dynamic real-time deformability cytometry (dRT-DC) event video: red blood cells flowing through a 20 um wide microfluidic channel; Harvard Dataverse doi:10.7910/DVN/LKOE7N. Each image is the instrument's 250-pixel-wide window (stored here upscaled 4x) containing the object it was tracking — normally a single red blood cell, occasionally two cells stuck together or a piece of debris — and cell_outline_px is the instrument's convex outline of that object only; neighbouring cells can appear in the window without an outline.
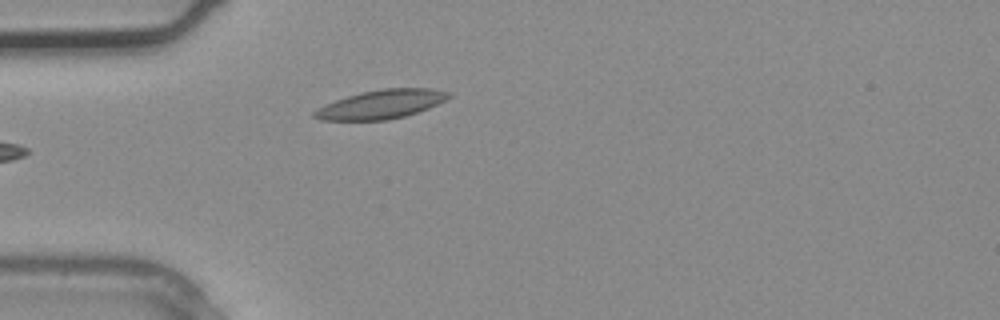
{"species": "common noctule bat (a hibernating species)", "species_latin": "Nyctalus noctula", "temperature_condition": "warm", "stored_images_in_passage": 1, "camera_frame_rate_fps": 3000, "um_per_image_px": 0.085, "animal": {"sex": "male", "body_mass_g": 20.4}, "frame": {"image": 1, "passage_image": 1, "time_ms": 0.0, "image_size_px": [1000, 320], "cell_outline_px": [[452, 96], [428, 108], [404, 116], [388, 120], [320, 120], [312, 116], [312, 112], [316, 108], [324, 104], [360, 92], [384, 88], [432, 88], [452, 92]], "centroid_in_image_um": [32.38, 8.86], "position_along_channel_um": 52.6, "area_um2": 22.6}}